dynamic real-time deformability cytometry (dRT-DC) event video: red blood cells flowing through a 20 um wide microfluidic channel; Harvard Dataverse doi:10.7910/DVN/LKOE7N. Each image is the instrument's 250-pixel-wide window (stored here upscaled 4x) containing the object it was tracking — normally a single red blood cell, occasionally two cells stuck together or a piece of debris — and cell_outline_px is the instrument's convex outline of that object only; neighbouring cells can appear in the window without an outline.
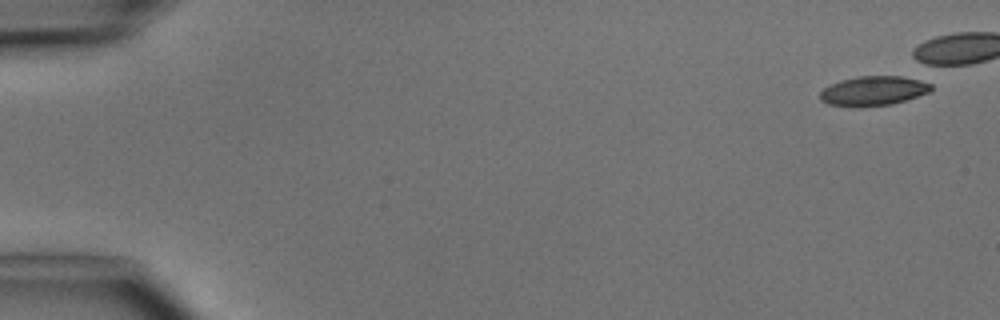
{"species": "common noctule bat (a hibernating species)", "species_latin": "Nyctalus noctula", "temperature_condition": "cold", "stored_images_in_passage": 7, "camera_frame_rate_fps": 3000, "um_per_image_px": 0.085, "animal": {"sex": "male", "body_mass_g": 15.6}, "frame": {"image": 1, "passage_image": 1, "time_ms": 0.0, "image_size_px": [1000, 320], "cell_outline_px": [[932, 88], [928, 92], [892, 104], [860, 108], [828, 104], [820, 100], [820, 92], [824, 88], [840, 80], [860, 76], [900, 76], [924, 80], [932, 84]], "centroid_in_image_um": [74.23, 7.73], "position_along_channel_um": 10.8, "area_um2": 19.19}}